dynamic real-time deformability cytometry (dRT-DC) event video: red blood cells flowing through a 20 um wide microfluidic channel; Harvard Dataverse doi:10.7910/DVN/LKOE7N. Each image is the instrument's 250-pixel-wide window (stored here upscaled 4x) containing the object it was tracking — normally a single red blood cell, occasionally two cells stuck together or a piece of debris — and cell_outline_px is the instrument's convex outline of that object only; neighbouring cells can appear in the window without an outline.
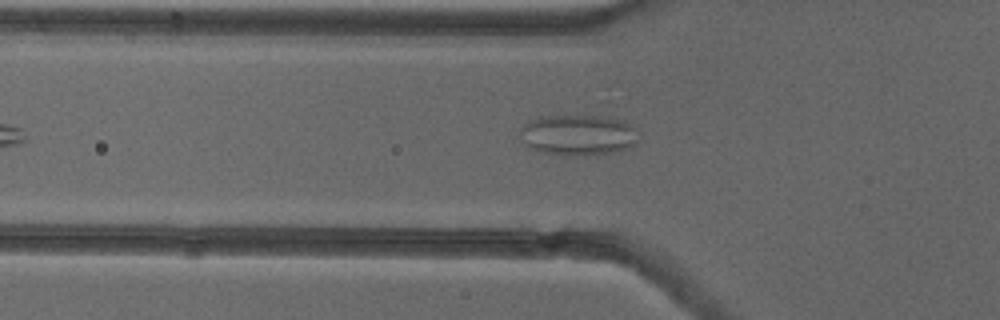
{"species": "common noctule bat (a hibernating species)", "species_latin": "Nyctalus noctula", "temperature_condition": "cold", "stored_images_in_passage": 35, "camera_frame_rate_fps": 3000, "um_per_image_px": 0.085, "animal": {"sex": "female"}, "frame": {"image": 1, "passage_image": 3, "time_ms": 0.667, "image_size_px": [1000, 320], "cell_outline_px": [[640, 140], [636, 144], [628, 148], [612, 152], [560, 156], [528, 148], [520, 132], [520, 128], [524, 124], [536, 116], [608, 116], [624, 120], [632, 128]], "centroid_in_image_um": [49.12, 11.46], "position_along_channel_um": 76.7, "area_um2": 28.03}}
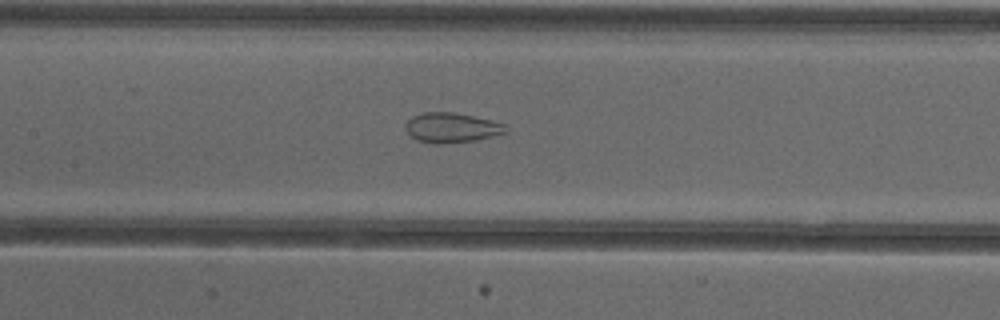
{"frame": {"image": 2, "passage_image": 10, "time_ms": 3.0, "image_size_px": [1000, 320], "cell_outline_px": [[508, 132], [476, 140], [440, 144], [432, 144], [416, 140], [404, 128], [404, 124], [412, 116], [424, 112], [452, 112], [472, 116], [504, 124], [508, 128]], "centroid_in_image_um": [38.35, 10.86], "position_along_channel_um": 169.1, "area_um2": 17.4}}
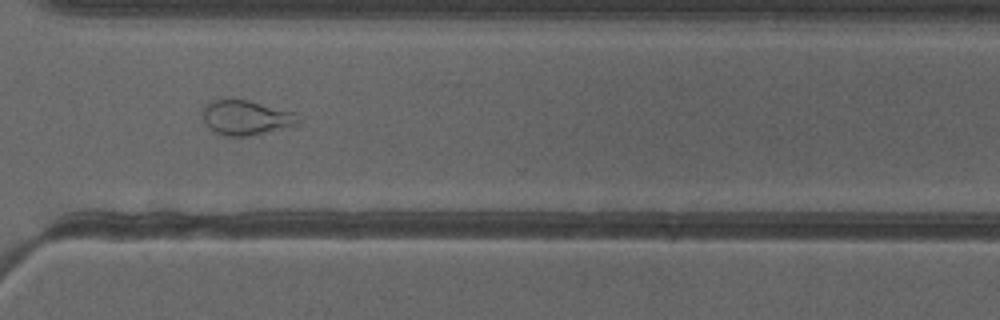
{"frame": {"image": 3, "passage_image": 24, "time_ms": 7.667, "image_size_px": [1000, 320], "cell_outline_px": [[300, 124], [252, 136], [224, 136], [216, 132], [204, 120], [200, 112], [212, 100], [248, 100], [296, 112], [300, 120]], "centroid_in_image_um": [20.97, 10.01], "position_along_channel_um": 349.6, "area_um2": 19.31}, "authors_computed_cell_mechanics": {"area_um2": 19.3052, "velocity_mm_per_s": 3.8861, "shape_relaxation_time_tau1_ms": null, "shape_relaxation_time_tau2_ms": 1.9168, "deformation_change_tau1": null, "deformation_change_tau2": 0.0869}}